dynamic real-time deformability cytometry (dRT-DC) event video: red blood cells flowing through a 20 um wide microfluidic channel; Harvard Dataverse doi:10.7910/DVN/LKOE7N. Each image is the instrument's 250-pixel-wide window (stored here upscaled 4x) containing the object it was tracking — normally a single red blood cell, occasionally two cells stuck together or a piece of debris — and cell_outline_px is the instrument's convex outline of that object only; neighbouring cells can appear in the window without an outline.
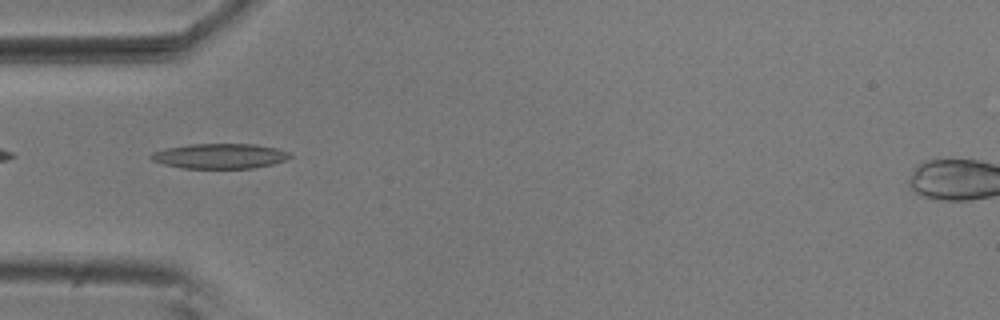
{"species": "common noctule bat (a hibernating species)", "species_latin": "Nyctalus noctula", "temperature_condition": "room temperature", "stored_images_in_passage": 6, "camera_frame_rate_fps": 3000, "um_per_image_px": 0.085, "animal": {"sex": "male", "body_mass_g": 20.5, "forearm_length_mm": 52.5}, "frame": {"image": 1, "passage_image": 5, "time_ms": 1.333, "image_size_px": [1000, 320], "cell_outline_px": [[292, 156], [284, 160], [272, 164], [256, 168], [180, 168], [164, 164], [152, 160], [148, 156], [152, 152], [164, 148], [188, 144], [256, 144], [276, 148], [288, 152]], "centroid_in_image_um": [18.64, 13.26], "position_along_channel_um": 66.4, "area_um2": 20.35}}
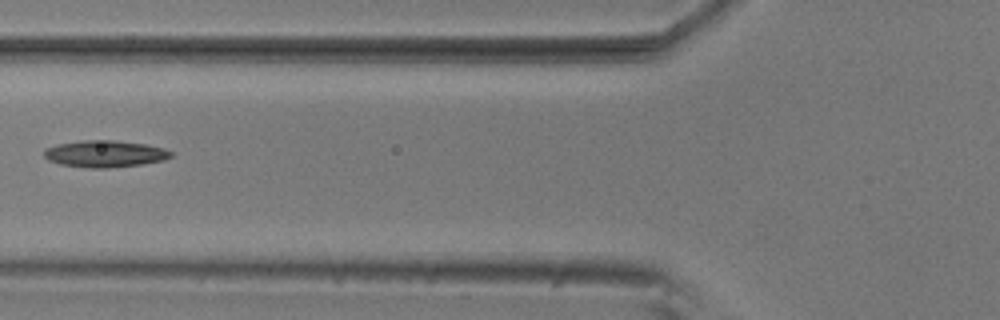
{"frame": {"image": 2, "passage_image": 6, "time_ms": 1.667, "image_size_px": [1000, 320], "cell_outline_px": [[172, 156], [164, 160], [140, 164], [108, 168], [88, 168], [60, 164], [48, 160], [44, 156], [44, 148], [56, 144], [84, 140], [116, 140], [144, 144], [164, 148], [172, 152]], "centroid_in_image_um": [8.89, 13.07], "position_along_channel_um": 116.9, "area_um2": 19.83}}